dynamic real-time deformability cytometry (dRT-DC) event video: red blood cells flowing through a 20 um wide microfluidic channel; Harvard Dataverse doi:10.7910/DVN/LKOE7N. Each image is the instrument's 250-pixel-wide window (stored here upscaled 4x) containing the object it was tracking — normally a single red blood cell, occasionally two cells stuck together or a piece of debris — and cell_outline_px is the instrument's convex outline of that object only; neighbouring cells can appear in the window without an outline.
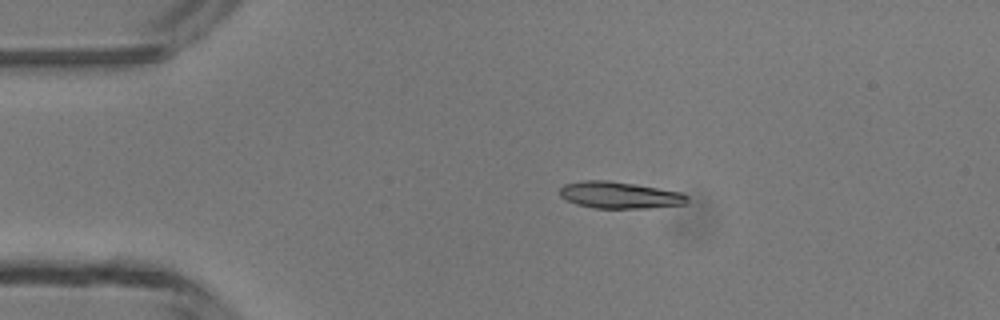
{"species": "common noctule bat (a hibernating species)", "species_latin": "Nyctalus noctula", "temperature_condition": "room temperature", "stored_images_in_passage": 2, "camera_frame_rate_fps": 3000, "um_per_image_px": 0.085, "animal": {"sex": "male", "body_mass_g": 13.3}, "frame": {"image": 1, "passage_image": 1, "time_ms": 0.0, "image_size_px": [1000, 320], "cell_outline_px": [[688, 200], [684, 204], [648, 208], [592, 208], [576, 204], [560, 196], [560, 188], [564, 184], [580, 180], [608, 180], [636, 184], [684, 192], [688, 196]], "centroid_in_image_um": [52.67, 16.57], "position_along_channel_um": 32.3, "area_um2": 20.06}}